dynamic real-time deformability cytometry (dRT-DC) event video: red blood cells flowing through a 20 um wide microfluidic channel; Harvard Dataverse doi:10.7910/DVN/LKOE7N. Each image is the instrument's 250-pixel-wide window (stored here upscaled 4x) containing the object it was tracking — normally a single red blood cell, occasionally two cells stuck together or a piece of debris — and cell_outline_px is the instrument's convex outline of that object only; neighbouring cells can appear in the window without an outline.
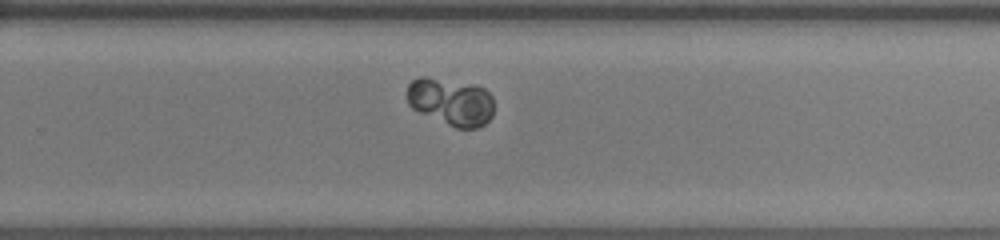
{"species": "human", "species_latin": "Homo sapiens", "temperature_condition": "room temperature", "stored_images_in_passage": 38, "camera_frame_rate_fps": 3000, "um_per_image_px": 0.085, "donor": {"sex": "female"}, "frame": {"image": 1, "passage_image": 22, "time_ms": 7.0, "image_size_px": [1000, 240], "cell_outline_px": [[492, 116], [484, 124], [476, 128], [456, 128], [420, 112], [412, 108], [408, 104], [408, 84], [412, 80], [420, 76], [424, 76], [472, 84], [484, 88], [492, 96]], "centroid_in_image_um": [38.32, 8.64], "position_along_channel_um": 291.5, "area_um2": 23.76}}
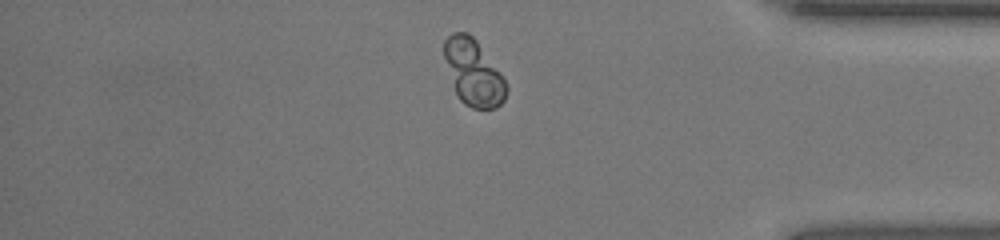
{"frame": {"image": 2, "passage_image": 31, "time_ms": 10.0, "image_size_px": [1000, 240], "cell_outline_px": [[508, 92], [504, 100], [496, 108], [472, 108], [464, 104], [460, 100], [456, 92], [444, 56], [444, 40], [452, 32], [468, 32], [476, 40], [500, 72], [508, 88]], "centroid_in_image_um": [40.25, 6.16], "position_along_channel_um": 395.0, "area_um2": 23.58}}
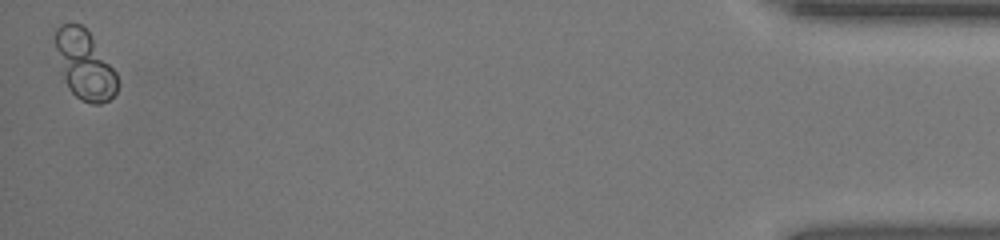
{"frame": {"image": 3, "passage_image": 38, "time_ms": 12.333, "image_size_px": [1000, 240], "cell_outline_px": [[116, 92], [108, 100], [100, 104], [92, 104], [76, 96], [68, 88], [60, 76], [52, 36], [56, 28], [60, 24], [80, 24], [88, 32], [116, 72]], "centroid_in_image_um": [7.09, 5.49], "position_along_channel_um": 428.1, "area_um2": 25.03}}